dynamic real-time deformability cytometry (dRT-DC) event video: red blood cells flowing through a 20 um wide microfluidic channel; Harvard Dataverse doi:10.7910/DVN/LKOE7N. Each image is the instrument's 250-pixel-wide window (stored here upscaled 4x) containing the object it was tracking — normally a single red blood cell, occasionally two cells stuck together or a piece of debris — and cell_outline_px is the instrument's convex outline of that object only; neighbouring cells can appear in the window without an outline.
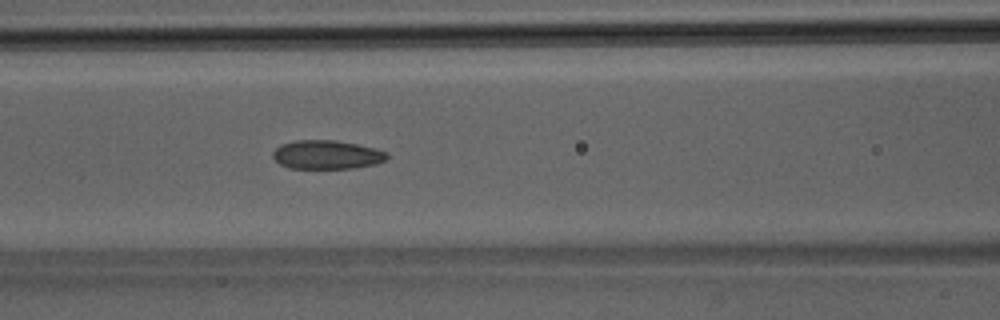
{"species": "Egyptian fruit bat (a non-hibernating species)", "species_latin": "Rousettus aegyptiacus", "temperature_condition": "room temperature", "stored_images_in_passage": 41, "camera_frame_rate_fps": 3000, "um_per_image_px": 0.085, "animal": {"sex": "male"}, "frame": {"image": 1, "passage_image": 18, "time_ms": 5.667, "image_size_px": [1000, 320], "cell_outline_px": [[388, 160], [376, 164], [352, 168], [288, 168], [280, 164], [272, 156], [272, 152], [280, 144], [296, 140], [336, 140], [376, 148], [388, 152]], "centroid_in_image_um": [27.8, 13.14], "position_along_channel_um": 138.8, "area_um2": 19.31}}
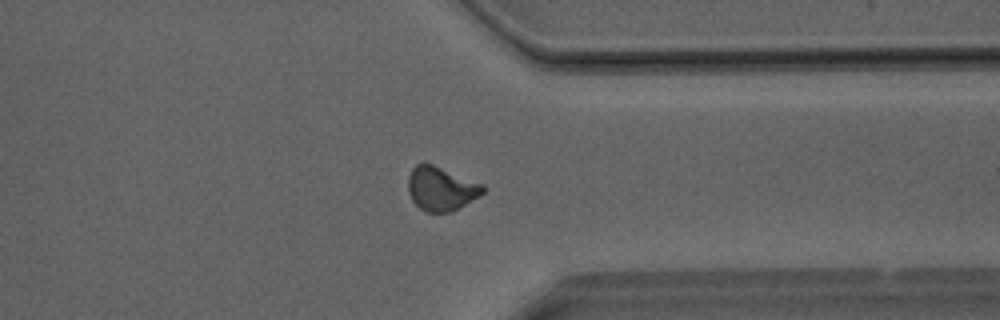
{"frame": {"image": 2, "passage_image": 32, "time_ms": 10.333, "image_size_px": [1000, 320], "cell_outline_px": [[484, 192], [480, 196], [452, 212], [424, 212], [412, 200], [408, 192], [408, 176], [412, 168], [416, 164], [424, 160], [484, 184]], "centroid_in_image_um": [37.48, 16.01], "position_along_channel_um": 373.9, "area_um2": 19.59}}
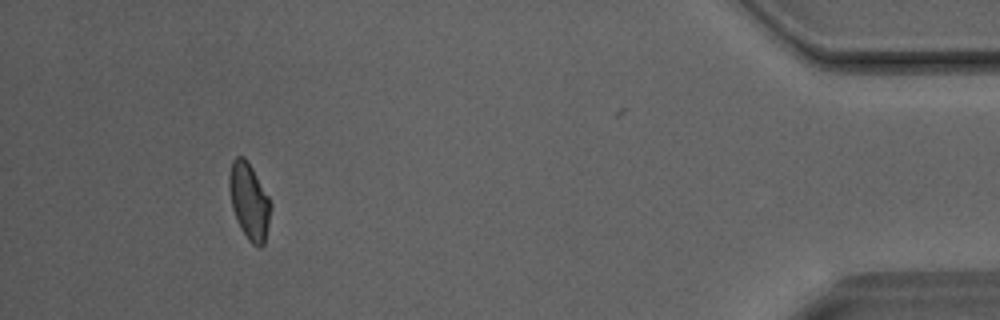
{"frame": {"image": 3, "passage_image": 38, "time_ms": 12.333, "image_size_px": [1000, 320], "cell_outline_px": [[272, 208], [264, 244], [260, 248], [252, 244], [248, 240], [240, 228], [236, 220], [232, 208], [228, 184], [228, 176], [232, 160], [236, 156], [244, 156], [248, 160], [268, 196], [272, 204]], "centroid_in_image_um": [21.17, 17.1], "position_along_channel_um": 414.0, "area_um2": 18.73}}